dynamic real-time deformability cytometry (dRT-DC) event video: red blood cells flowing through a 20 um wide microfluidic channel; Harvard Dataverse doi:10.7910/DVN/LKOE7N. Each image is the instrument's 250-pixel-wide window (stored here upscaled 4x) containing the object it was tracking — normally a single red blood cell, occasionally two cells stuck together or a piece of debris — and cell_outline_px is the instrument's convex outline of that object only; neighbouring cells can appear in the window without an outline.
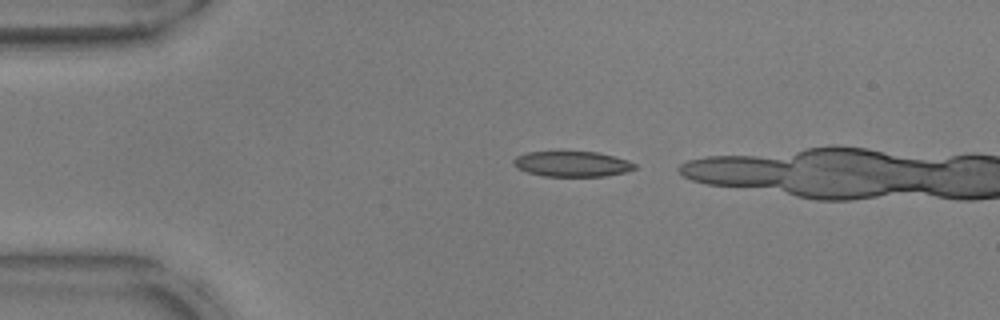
{"species": "common noctule bat (a hibernating species)", "species_latin": "Nyctalus noctula", "temperature_condition": "warm", "stored_images_in_passage": 6, "camera_frame_rate_fps": 3000, "um_per_image_px": 0.085, "animal": {"sex": "male", "body_mass_g": 17.9, "forearm_length_mm": 54.2}, "frame": {"image": 1, "passage_image": 3, "time_ms": 0.667, "image_size_px": [1000, 320], "cell_outline_px": [[636, 168], [624, 172], [604, 176], [544, 176], [528, 172], [516, 168], [512, 164], [512, 160], [516, 156], [528, 152], [560, 148], [596, 152], [628, 160], [636, 164]], "centroid_in_image_um": [48.54, 13.88], "position_along_channel_um": 36.5, "area_um2": 18.79}}